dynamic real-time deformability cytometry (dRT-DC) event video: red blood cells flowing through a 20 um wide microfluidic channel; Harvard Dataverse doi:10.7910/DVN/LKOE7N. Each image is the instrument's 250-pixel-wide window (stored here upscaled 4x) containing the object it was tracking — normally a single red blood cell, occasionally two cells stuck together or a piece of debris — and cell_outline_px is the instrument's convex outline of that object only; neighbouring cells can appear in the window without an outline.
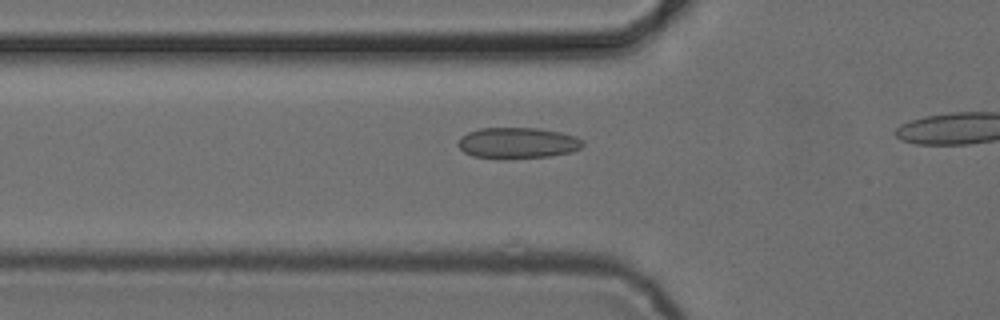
{"species": "common noctule bat (a hibernating species)", "species_latin": "Nyctalus noctula", "temperature_condition": "cold", "stored_images_in_passage": 16, "camera_frame_rate_fps": 3000, "um_per_image_px": 0.085, "animal": {"sex": "female", "body_mass_g": 24.6, "forearm_length_mm": 56.2}, "frame": {"image": 1, "passage_image": 14, "time_ms": 4.333, "image_size_px": [1000, 320], "cell_outline_px": [[584, 144], [580, 148], [572, 152], [548, 156], [504, 160], [496, 160], [472, 156], [464, 152], [456, 144], [460, 136], [468, 132], [480, 128], [536, 128], [560, 132], [576, 136], [584, 140]], "centroid_in_image_um": [43.96, 12.17], "position_along_channel_um": 81.8, "area_um2": 23.06}}